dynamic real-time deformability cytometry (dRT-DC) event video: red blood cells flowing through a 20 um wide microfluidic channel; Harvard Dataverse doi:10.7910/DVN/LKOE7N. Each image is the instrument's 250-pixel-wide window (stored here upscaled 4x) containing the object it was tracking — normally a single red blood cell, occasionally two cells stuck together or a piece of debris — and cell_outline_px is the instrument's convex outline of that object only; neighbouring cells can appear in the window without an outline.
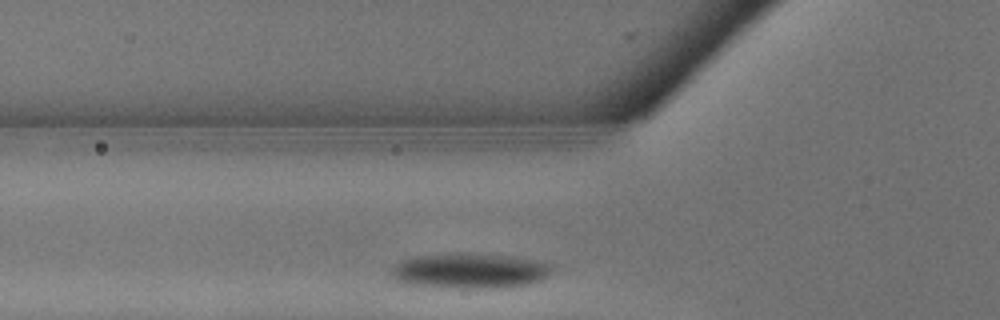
{"species": "common noctule bat (a hibernating species)", "species_latin": "Nyctalus noctula", "temperature_condition": "warm", "stored_images_in_passage": 6, "camera_frame_rate_fps": 3000, "um_per_image_px": 0.085, "animal": {"sex": "male", "body_mass_g": 13.3}, "frame": {"image": 1, "passage_image": 2, "time_ms": 0.333, "image_size_px": [1000, 320], "cell_outline_px": [[552, 268], [548, 276], [540, 280], [528, 284], [500, 288], [436, 288], [404, 284], [392, 280], [392, 268], [396, 264], [404, 260], [416, 256], [464, 252], [500, 256], [532, 260], [548, 264]], "centroid_in_image_um": [39.83, 23.05], "position_along_channel_um": 86.0, "area_um2": 33.0}}
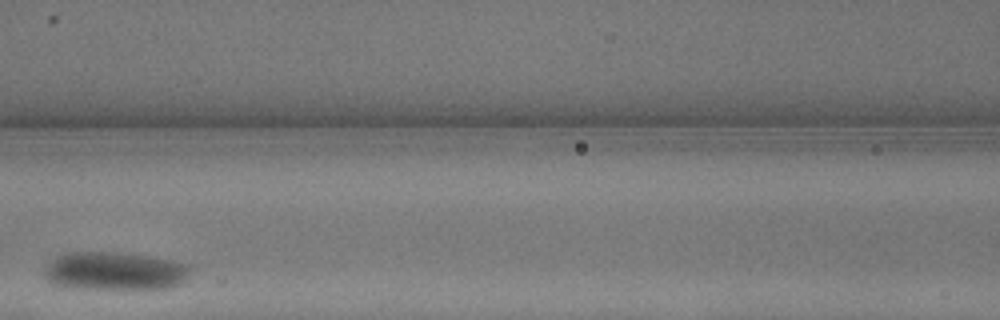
{"frame": {"image": 2, "passage_image": 5, "time_ms": 1.333, "image_size_px": [1000, 320], "cell_outline_px": [[192, 272], [180, 284], [172, 288], [144, 292], [76, 288], [48, 284], [44, 276], [44, 268], [56, 256], [68, 252], [116, 252], [172, 260], [188, 264], [192, 268]], "centroid_in_image_um": [9.79, 23.1], "position_along_channel_um": 156.8, "area_um2": 34.04}}